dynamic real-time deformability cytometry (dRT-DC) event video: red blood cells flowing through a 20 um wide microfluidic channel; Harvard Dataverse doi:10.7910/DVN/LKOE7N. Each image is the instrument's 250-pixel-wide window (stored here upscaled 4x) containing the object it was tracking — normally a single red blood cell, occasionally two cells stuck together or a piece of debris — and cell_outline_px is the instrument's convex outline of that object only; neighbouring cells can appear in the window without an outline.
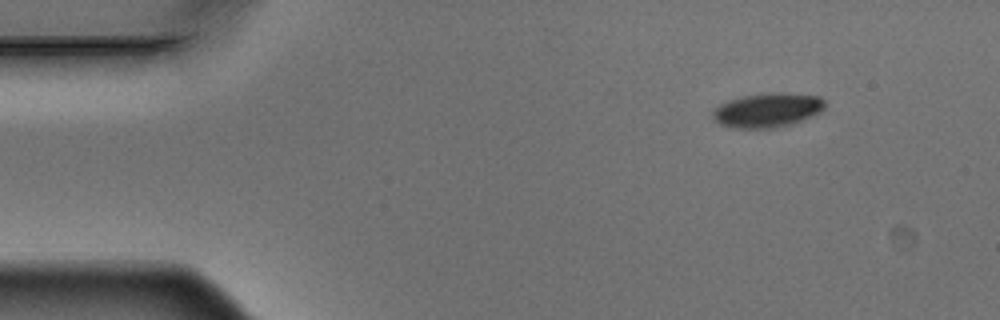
{"species": "Egyptian fruit bat (a non-hibernating species)", "species_latin": "Rousettus aegyptiacus", "temperature_condition": "warm", "stored_images_in_passage": 4, "camera_frame_rate_fps": 3000, "um_per_image_px": 0.085, "animal": {"sex": "male"}, "frame": {"image": 1, "passage_image": 1, "time_ms": 0.0, "image_size_px": [1000, 320], "cell_outline_px": [[824, 108], [820, 112], [804, 120], [772, 128], [732, 128], [720, 124], [712, 120], [712, 112], [720, 104], [728, 100], [744, 96], [768, 92], [776, 92], [820, 96], [824, 100]], "centroid_in_image_um": [65.21, 9.36], "position_along_channel_um": 19.8, "area_um2": 22.43}}
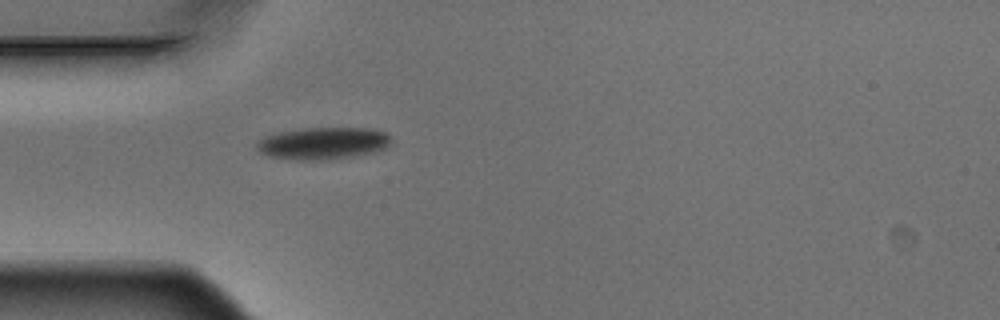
{"frame": {"image": 2, "passage_image": 4, "time_ms": 1.0, "image_size_px": [1000, 320], "cell_outline_px": [[388, 144], [384, 148], [376, 152], [328, 160], [296, 160], [268, 156], [260, 152], [256, 148], [256, 144], [264, 136], [280, 132], [304, 128], [364, 128], [384, 132], [388, 136]], "centroid_in_image_um": [27.4, 12.19], "position_along_channel_um": 57.6, "area_um2": 24.91}}